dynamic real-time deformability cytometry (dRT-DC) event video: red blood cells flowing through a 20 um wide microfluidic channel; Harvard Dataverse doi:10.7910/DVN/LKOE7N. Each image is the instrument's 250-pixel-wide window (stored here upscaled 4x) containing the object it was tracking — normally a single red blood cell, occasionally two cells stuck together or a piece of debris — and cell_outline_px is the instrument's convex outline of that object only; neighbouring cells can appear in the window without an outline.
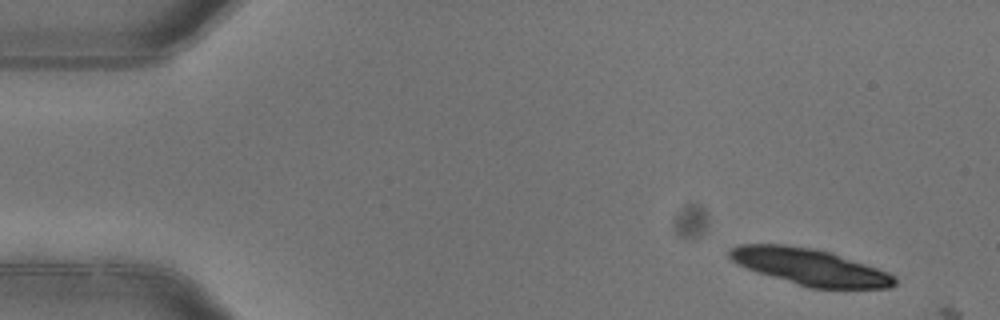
{"species": "common noctule bat (a hibernating species)", "species_latin": "Nyctalus noctula", "temperature_condition": "warm", "stored_images_in_passage": 4, "camera_frame_rate_fps": 3000, "um_per_image_px": 0.085, "animal": {"sex": "female"}, "frame": {"image": 1, "passage_image": 1, "time_ms": 0.0, "image_size_px": [1000, 320], "cell_outline_px": [[896, 284], [888, 288], [808, 288], [756, 272], [736, 264], [728, 256], [728, 252], [732, 248], [740, 244], [784, 244], [812, 248], [832, 252], [888, 272], [896, 276]], "centroid_in_image_um": [68.83, 22.68], "position_along_channel_um": 16.2, "area_um2": 35.2}}